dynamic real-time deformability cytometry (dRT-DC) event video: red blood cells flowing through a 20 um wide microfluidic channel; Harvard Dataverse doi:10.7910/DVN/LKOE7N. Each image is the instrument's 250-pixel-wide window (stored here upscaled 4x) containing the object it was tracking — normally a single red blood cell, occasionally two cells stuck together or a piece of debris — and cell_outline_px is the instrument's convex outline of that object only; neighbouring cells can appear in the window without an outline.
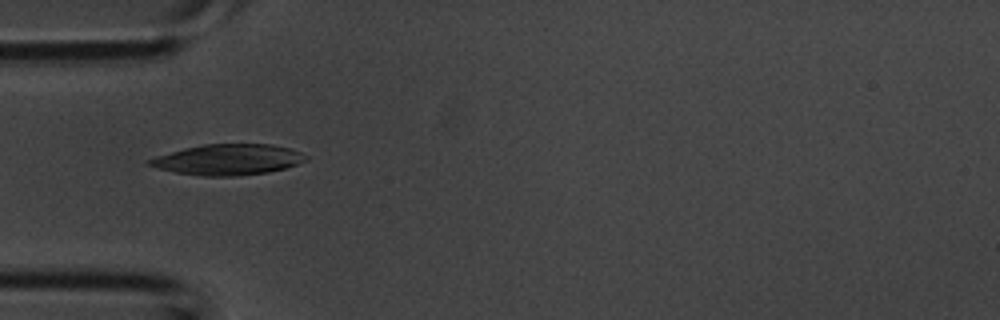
{"species": "common noctule bat (a hibernating species)", "species_latin": "Nyctalus noctula", "temperature_condition": "room temperature", "stored_images_in_passage": 4, "camera_frame_rate_fps": 3000, "um_per_image_px": 0.085, "animal": {"sex": "male", "body_mass_g": 20.1, "forearm_length_mm": 53.5}, "frame": {"image": 1, "passage_image": 4, "time_ms": 1.0, "image_size_px": [1000, 320], "cell_outline_px": [[308, 160], [284, 168], [268, 172], [240, 176], [204, 176], [176, 172], [144, 164], [144, 160], [156, 156], [184, 148], [204, 144], [272, 144], [292, 148], [308, 156]], "centroid_in_image_um": [19.38, 13.56], "position_along_channel_um": 65.6, "area_um2": 28.15}}